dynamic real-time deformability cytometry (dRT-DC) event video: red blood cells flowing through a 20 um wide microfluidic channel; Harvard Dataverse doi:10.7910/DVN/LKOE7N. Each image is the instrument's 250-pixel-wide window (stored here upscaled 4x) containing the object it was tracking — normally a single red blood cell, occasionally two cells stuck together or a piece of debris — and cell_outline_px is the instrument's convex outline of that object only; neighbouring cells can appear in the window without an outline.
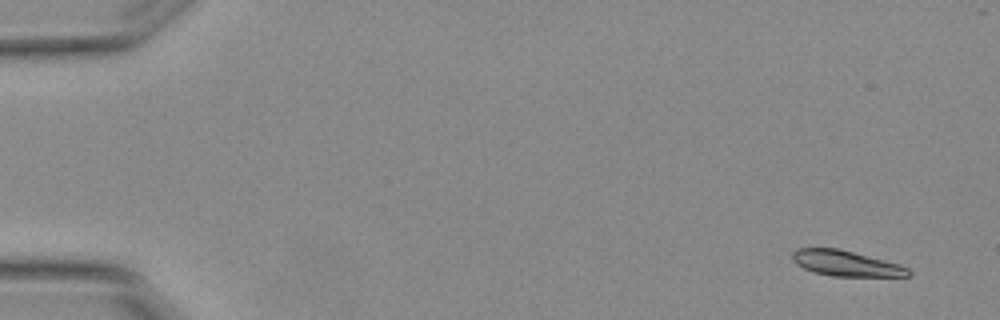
{"species": "Egyptian fruit bat (a non-hibernating species)", "species_latin": "Rousettus aegyptiacus", "temperature_condition": "warm", "stored_images_in_passage": 5, "camera_frame_rate_fps": 3000, "um_per_image_px": 0.085, "animal": {"sex": "female"}, "frame": {"image": 1, "passage_image": 2, "time_ms": 0.333, "image_size_px": [1000, 320], "cell_outline_px": [[912, 272], [908, 276], [832, 276], [816, 272], [804, 268], [796, 264], [792, 260], [792, 252], [796, 248], [840, 248], [900, 264], [908, 268]], "centroid_in_image_um": [71.9, 22.37], "position_along_channel_um": 13.1, "area_um2": 17.28}}